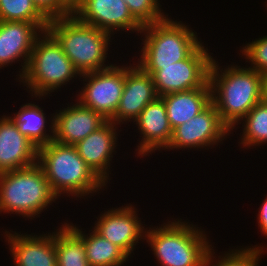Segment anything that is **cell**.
<instances>
[{
    "label": "cell",
    "instance_id": "cell-32",
    "mask_svg": "<svg viewBox=\"0 0 267 266\" xmlns=\"http://www.w3.org/2000/svg\"><path fill=\"white\" fill-rule=\"evenodd\" d=\"M262 75V100L267 102V72Z\"/></svg>",
    "mask_w": 267,
    "mask_h": 266
},
{
    "label": "cell",
    "instance_id": "cell-22",
    "mask_svg": "<svg viewBox=\"0 0 267 266\" xmlns=\"http://www.w3.org/2000/svg\"><path fill=\"white\" fill-rule=\"evenodd\" d=\"M67 223L82 237L90 266H125L124 263L131 259L121 248L103 238L92 227L87 233L81 226L68 220Z\"/></svg>",
    "mask_w": 267,
    "mask_h": 266
},
{
    "label": "cell",
    "instance_id": "cell-24",
    "mask_svg": "<svg viewBox=\"0 0 267 266\" xmlns=\"http://www.w3.org/2000/svg\"><path fill=\"white\" fill-rule=\"evenodd\" d=\"M239 125H242L239 127ZM239 128L241 133L238 134L241 136L239 138L238 144L240 147L249 150L259 146L267 145V102L260 101L255 105L251 111L243 117L232 129L231 136L233 132ZM236 128V129H235ZM247 147V148H246Z\"/></svg>",
    "mask_w": 267,
    "mask_h": 266
},
{
    "label": "cell",
    "instance_id": "cell-30",
    "mask_svg": "<svg viewBox=\"0 0 267 266\" xmlns=\"http://www.w3.org/2000/svg\"><path fill=\"white\" fill-rule=\"evenodd\" d=\"M258 215H257V223H258V229H260V232H262L261 234H263V236H265L267 238V195L266 198L262 200V203L259 205L258 208ZM262 243H258L256 245L250 244V246L247 245V247L250 248H258V249H262L264 251H267V244L266 247L262 244Z\"/></svg>",
    "mask_w": 267,
    "mask_h": 266
},
{
    "label": "cell",
    "instance_id": "cell-16",
    "mask_svg": "<svg viewBox=\"0 0 267 266\" xmlns=\"http://www.w3.org/2000/svg\"><path fill=\"white\" fill-rule=\"evenodd\" d=\"M125 64V85L119 107L110 120L116 125L134 122L157 97L152 75L145 73L134 61Z\"/></svg>",
    "mask_w": 267,
    "mask_h": 266
},
{
    "label": "cell",
    "instance_id": "cell-5",
    "mask_svg": "<svg viewBox=\"0 0 267 266\" xmlns=\"http://www.w3.org/2000/svg\"><path fill=\"white\" fill-rule=\"evenodd\" d=\"M80 76L57 40L44 31L36 39L26 70L18 82L26 86L24 90L34 98L31 100L41 101L60 91L63 85L66 88L73 84L77 78L76 82H80Z\"/></svg>",
    "mask_w": 267,
    "mask_h": 266
},
{
    "label": "cell",
    "instance_id": "cell-6",
    "mask_svg": "<svg viewBox=\"0 0 267 266\" xmlns=\"http://www.w3.org/2000/svg\"><path fill=\"white\" fill-rule=\"evenodd\" d=\"M47 31L61 45L80 75L113 65L108 62V52H111L109 48L114 37L108 32L80 22L74 15L50 20Z\"/></svg>",
    "mask_w": 267,
    "mask_h": 266
},
{
    "label": "cell",
    "instance_id": "cell-11",
    "mask_svg": "<svg viewBox=\"0 0 267 266\" xmlns=\"http://www.w3.org/2000/svg\"><path fill=\"white\" fill-rule=\"evenodd\" d=\"M109 209V210H108ZM100 212L91 226L103 238L121 248L130 258L135 255L138 243H144L148 225L141 221L135 204L111 207ZM146 226V227H145ZM140 240V242H139Z\"/></svg>",
    "mask_w": 267,
    "mask_h": 266
},
{
    "label": "cell",
    "instance_id": "cell-13",
    "mask_svg": "<svg viewBox=\"0 0 267 266\" xmlns=\"http://www.w3.org/2000/svg\"><path fill=\"white\" fill-rule=\"evenodd\" d=\"M15 266H57L55 230L21 234V231H2ZM5 232V233H4Z\"/></svg>",
    "mask_w": 267,
    "mask_h": 266
},
{
    "label": "cell",
    "instance_id": "cell-19",
    "mask_svg": "<svg viewBox=\"0 0 267 266\" xmlns=\"http://www.w3.org/2000/svg\"><path fill=\"white\" fill-rule=\"evenodd\" d=\"M37 152L38 148L3 114L0 117V173L36 164Z\"/></svg>",
    "mask_w": 267,
    "mask_h": 266
},
{
    "label": "cell",
    "instance_id": "cell-18",
    "mask_svg": "<svg viewBox=\"0 0 267 266\" xmlns=\"http://www.w3.org/2000/svg\"><path fill=\"white\" fill-rule=\"evenodd\" d=\"M67 106L55 110L56 142L76 145L92 132L96 131L108 120L91 108L83 106L77 99Z\"/></svg>",
    "mask_w": 267,
    "mask_h": 266
},
{
    "label": "cell",
    "instance_id": "cell-23",
    "mask_svg": "<svg viewBox=\"0 0 267 266\" xmlns=\"http://www.w3.org/2000/svg\"><path fill=\"white\" fill-rule=\"evenodd\" d=\"M63 222L55 229L57 266H90L82 237L66 220Z\"/></svg>",
    "mask_w": 267,
    "mask_h": 266
},
{
    "label": "cell",
    "instance_id": "cell-1",
    "mask_svg": "<svg viewBox=\"0 0 267 266\" xmlns=\"http://www.w3.org/2000/svg\"><path fill=\"white\" fill-rule=\"evenodd\" d=\"M37 164L59 200L65 196L77 201L92 198L108 188L80 157L74 145L52 140L38 148Z\"/></svg>",
    "mask_w": 267,
    "mask_h": 266
},
{
    "label": "cell",
    "instance_id": "cell-7",
    "mask_svg": "<svg viewBox=\"0 0 267 266\" xmlns=\"http://www.w3.org/2000/svg\"><path fill=\"white\" fill-rule=\"evenodd\" d=\"M59 198L36 163L30 167L0 173V214L40 218Z\"/></svg>",
    "mask_w": 267,
    "mask_h": 266
},
{
    "label": "cell",
    "instance_id": "cell-21",
    "mask_svg": "<svg viewBox=\"0 0 267 266\" xmlns=\"http://www.w3.org/2000/svg\"><path fill=\"white\" fill-rule=\"evenodd\" d=\"M172 129L189 121L211 103L209 81L200 88L161 96Z\"/></svg>",
    "mask_w": 267,
    "mask_h": 266
},
{
    "label": "cell",
    "instance_id": "cell-9",
    "mask_svg": "<svg viewBox=\"0 0 267 266\" xmlns=\"http://www.w3.org/2000/svg\"><path fill=\"white\" fill-rule=\"evenodd\" d=\"M212 55L203 42L187 59L162 66L152 75L158 97L203 87L209 81Z\"/></svg>",
    "mask_w": 267,
    "mask_h": 266
},
{
    "label": "cell",
    "instance_id": "cell-26",
    "mask_svg": "<svg viewBox=\"0 0 267 266\" xmlns=\"http://www.w3.org/2000/svg\"><path fill=\"white\" fill-rule=\"evenodd\" d=\"M0 21L32 22L43 32L47 31L49 23L32 0H0Z\"/></svg>",
    "mask_w": 267,
    "mask_h": 266
},
{
    "label": "cell",
    "instance_id": "cell-17",
    "mask_svg": "<svg viewBox=\"0 0 267 266\" xmlns=\"http://www.w3.org/2000/svg\"><path fill=\"white\" fill-rule=\"evenodd\" d=\"M138 130L139 143L136 145L135 157L145 158L156 151L165 150L172 138L171 128L166 107L161 97H157L153 102L146 105L139 117L132 123Z\"/></svg>",
    "mask_w": 267,
    "mask_h": 266
},
{
    "label": "cell",
    "instance_id": "cell-10",
    "mask_svg": "<svg viewBox=\"0 0 267 266\" xmlns=\"http://www.w3.org/2000/svg\"><path fill=\"white\" fill-rule=\"evenodd\" d=\"M231 129L222 121L211 102L203 111L173 129L168 147L164 150L201 151L222 145L231 136ZM200 149V150H199Z\"/></svg>",
    "mask_w": 267,
    "mask_h": 266
},
{
    "label": "cell",
    "instance_id": "cell-14",
    "mask_svg": "<svg viewBox=\"0 0 267 266\" xmlns=\"http://www.w3.org/2000/svg\"><path fill=\"white\" fill-rule=\"evenodd\" d=\"M42 33L32 22L0 21V70L20 62L21 68L18 66L20 71H16L15 78L18 82L26 70L35 41Z\"/></svg>",
    "mask_w": 267,
    "mask_h": 266
},
{
    "label": "cell",
    "instance_id": "cell-4",
    "mask_svg": "<svg viewBox=\"0 0 267 266\" xmlns=\"http://www.w3.org/2000/svg\"><path fill=\"white\" fill-rule=\"evenodd\" d=\"M174 20L168 14L161 21L143 26L138 35L143 42L134 61L145 73L153 75L162 66L187 59L203 43L188 23Z\"/></svg>",
    "mask_w": 267,
    "mask_h": 266
},
{
    "label": "cell",
    "instance_id": "cell-3",
    "mask_svg": "<svg viewBox=\"0 0 267 266\" xmlns=\"http://www.w3.org/2000/svg\"><path fill=\"white\" fill-rule=\"evenodd\" d=\"M177 220V221H176ZM159 226L146 228L145 240L157 265L205 266L211 242L206 229L181 218L167 219ZM190 222V223H189ZM151 226V227H150Z\"/></svg>",
    "mask_w": 267,
    "mask_h": 266
},
{
    "label": "cell",
    "instance_id": "cell-28",
    "mask_svg": "<svg viewBox=\"0 0 267 266\" xmlns=\"http://www.w3.org/2000/svg\"><path fill=\"white\" fill-rule=\"evenodd\" d=\"M133 17L142 25L163 20L168 13L161 7L160 0H124Z\"/></svg>",
    "mask_w": 267,
    "mask_h": 266
},
{
    "label": "cell",
    "instance_id": "cell-12",
    "mask_svg": "<svg viewBox=\"0 0 267 266\" xmlns=\"http://www.w3.org/2000/svg\"><path fill=\"white\" fill-rule=\"evenodd\" d=\"M74 16L112 36L119 33L140 34L143 26L133 17L124 0H84ZM119 32V33H118Z\"/></svg>",
    "mask_w": 267,
    "mask_h": 266
},
{
    "label": "cell",
    "instance_id": "cell-25",
    "mask_svg": "<svg viewBox=\"0 0 267 266\" xmlns=\"http://www.w3.org/2000/svg\"><path fill=\"white\" fill-rule=\"evenodd\" d=\"M214 247L213 245L208 253L205 266H260V260L266 252L262 249L250 248L242 244L241 247L234 246L228 252H220L222 254L217 255Z\"/></svg>",
    "mask_w": 267,
    "mask_h": 266
},
{
    "label": "cell",
    "instance_id": "cell-31",
    "mask_svg": "<svg viewBox=\"0 0 267 266\" xmlns=\"http://www.w3.org/2000/svg\"><path fill=\"white\" fill-rule=\"evenodd\" d=\"M84 0H58V3L70 14L75 12L82 6Z\"/></svg>",
    "mask_w": 267,
    "mask_h": 266
},
{
    "label": "cell",
    "instance_id": "cell-2",
    "mask_svg": "<svg viewBox=\"0 0 267 266\" xmlns=\"http://www.w3.org/2000/svg\"><path fill=\"white\" fill-rule=\"evenodd\" d=\"M216 58L213 57L209 70L211 102L232 129L262 101V75L235 62L220 66Z\"/></svg>",
    "mask_w": 267,
    "mask_h": 266
},
{
    "label": "cell",
    "instance_id": "cell-27",
    "mask_svg": "<svg viewBox=\"0 0 267 266\" xmlns=\"http://www.w3.org/2000/svg\"><path fill=\"white\" fill-rule=\"evenodd\" d=\"M241 58H245L246 67L263 74L267 72V35L255 38L251 42L243 43L239 48ZM250 63V64H249Z\"/></svg>",
    "mask_w": 267,
    "mask_h": 266
},
{
    "label": "cell",
    "instance_id": "cell-15",
    "mask_svg": "<svg viewBox=\"0 0 267 266\" xmlns=\"http://www.w3.org/2000/svg\"><path fill=\"white\" fill-rule=\"evenodd\" d=\"M119 125L107 121L104 125L92 132L85 139L74 145L85 163L108 186L112 172V159L117 152ZM111 168V169H110ZM111 170V171H110ZM109 182V183H108Z\"/></svg>",
    "mask_w": 267,
    "mask_h": 266
},
{
    "label": "cell",
    "instance_id": "cell-29",
    "mask_svg": "<svg viewBox=\"0 0 267 266\" xmlns=\"http://www.w3.org/2000/svg\"><path fill=\"white\" fill-rule=\"evenodd\" d=\"M32 3L48 21L70 16L58 0H32Z\"/></svg>",
    "mask_w": 267,
    "mask_h": 266
},
{
    "label": "cell",
    "instance_id": "cell-8",
    "mask_svg": "<svg viewBox=\"0 0 267 266\" xmlns=\"http://www.w3.org/2000/svg\"><path fill=\"white\" fill-rule=\"evenodd\" d=\"M124 64L115 63L107 69L82 74L83 86L74 97L110 121L119 107L125 85Z\"/></svg>",
    "mask_w": 267,
    "mask_h": 266
},
{
    "label": "cell",
    "instance_id": "cell-20",
    "mask_svg": "<svg viewBox=\"0 0 267 266\" xmlns=\"http://www.w3.org/2000/svg\"><path fill=\"white\" fill-rule=\"evenodd\" d=\"M29 102H26L25 105H21L18 111L16 110V112L11 113V115H7L17 125L20 133L25 135L39 148L54 140L55 113H51L50 116L48 115L47 117V113H45L43 109L44 107L40 106L38 103L36 104V102Z\"/></svg>",
    "mask_w": 267,
    "mask_h": 266
}]
</instances>
